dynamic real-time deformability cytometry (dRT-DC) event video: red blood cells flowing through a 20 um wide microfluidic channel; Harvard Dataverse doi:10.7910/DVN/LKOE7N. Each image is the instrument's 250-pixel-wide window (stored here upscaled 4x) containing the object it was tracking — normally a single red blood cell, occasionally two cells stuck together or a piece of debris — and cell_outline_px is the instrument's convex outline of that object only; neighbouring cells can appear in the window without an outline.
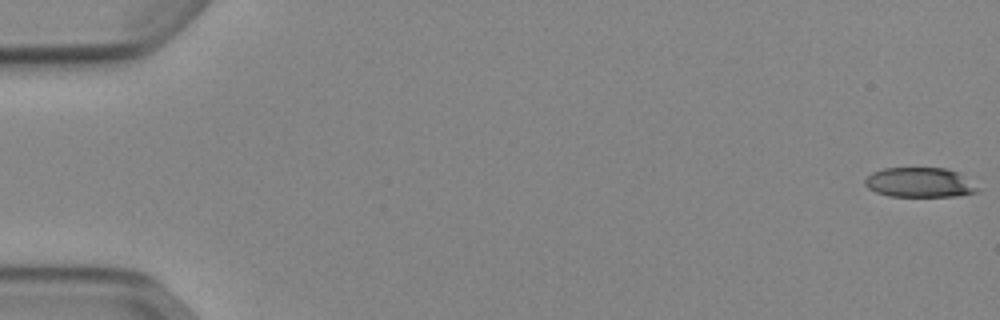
{"species": "Egyptian fruit bat (a non-hibernating species)", "species_latin": "Rousettus aegyptiacus", "temperature_condition": "cold", "stored_images_in_passage": 12, "camera_frame_rate_fps": 3000, "um_per_image_px": 0.085, "animal": {"sex": "female"}, "frame": {"image": 1, "passage_image": 1, "time_ms": 0.0, "image_size_px": [1000, 320], "cell_outline_px": [[976, 192], [956, 196], [888, 196], [876, 192], [868, 188], [864, 184], [864, 180], [872, 172], [884, 168], [944, 168], [960, 172], [976, 188]], "centroid_in_image_um": [78.11, 15.5], "position_along_channel_um": 6.9, "area_um2": 19.31}}